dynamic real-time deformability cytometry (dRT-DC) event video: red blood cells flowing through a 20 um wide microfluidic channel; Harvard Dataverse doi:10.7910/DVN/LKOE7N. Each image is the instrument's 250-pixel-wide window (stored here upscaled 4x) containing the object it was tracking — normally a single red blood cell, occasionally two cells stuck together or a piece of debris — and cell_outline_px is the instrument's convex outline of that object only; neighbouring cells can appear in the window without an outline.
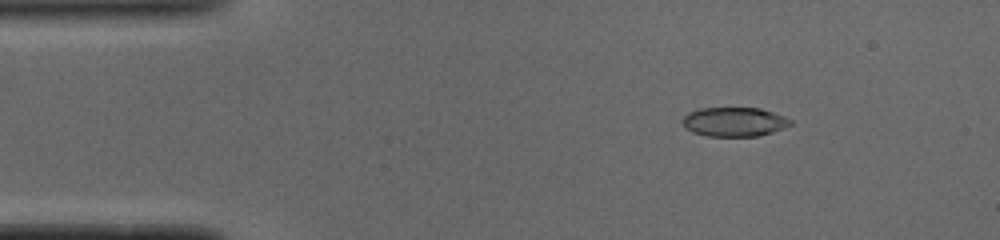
{"species": "common noctule bat (a hibernating species)", "species_latin": "Nyctalus noctula", "temperature_condition": "cold", "stored_images_in_passage": 51, "camera_frame_rate_fps": 3000, "um_per_image_px": 0.085, "animal": {"sex": "male", "body_mass_g": 19.0, "forearm_length_mm": 50.8}, "frame": {"image": 1, "passage_image": 7, "time_ms": 2.0, "image_size_px": [1000, 240], "cell_outline_px": [[792, 124], [784, 128], [760, 136], [704, 136], [692, 132], [684, 128], [680, 120], [688, 112], [700, 108], [760, 108], [784, 116], [792, 120]], "centroid_in_image_um": [62.37, 10.36], "position_along_channel_um": 22.6, "area_um2": 18.61}}
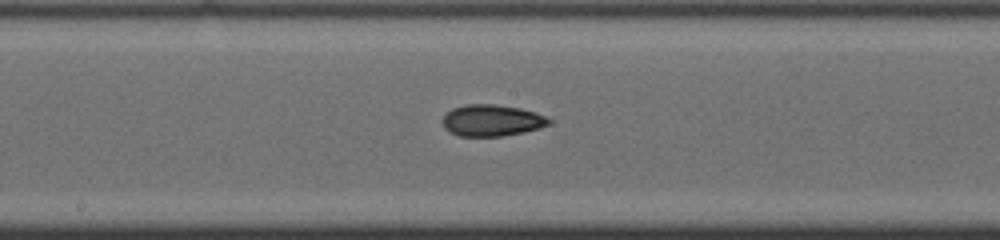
{"frame": {"image": 2, "passage_image": 26, "time_ms": 8.333, "image_size_px": [1000, 240], "cell_outline_px": [[552, 120], [548, 124], [524, 132], [500, 136], [460, 136], [444, 128], [444, 116], [452, 108], [464, 104], [496, 104], [520, 108], [536, 112], [548, 116]], "centroid_in_image_um": [41.82, 10.22], "position_along_channel_um": 206.4, "area_um2": 19.42}}
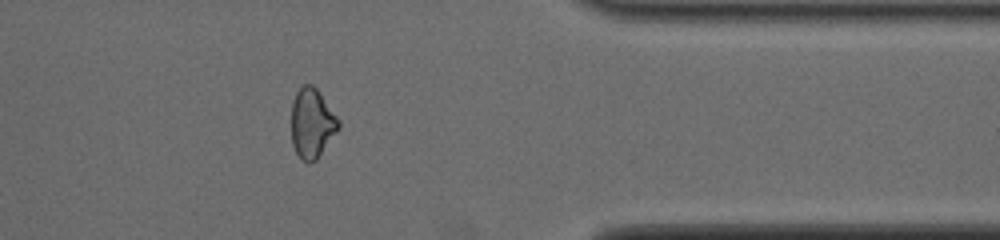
{"frame": {"image": 3, "passage_image": 41, "time_ms": 13.333, "image_size_px": [1000, 240], "cell_outline_px": [[340, 128], [316, 160], [308, 164], [300, 160], [292, 144], [292, 100], [296, 92], [304, 84], [312, 84], [316, 88], [340, 120]], "centroid_in_image_um": [26.52, 10.5], "position_along_channel_um": 384.9, "area_um2": 19.25}, "authors_computed_cell_mechanics": {"area_um2": 19.1896, "velocity_mm_per_s": 3.9247, "shape_relaxation_time_tau1_ms": 5.7985, "shape_relaxation_time_tau2_ms": 2.3925, "deformation_change_tau1": 0.1545, "deformation_change_tau2": 0.0685}}